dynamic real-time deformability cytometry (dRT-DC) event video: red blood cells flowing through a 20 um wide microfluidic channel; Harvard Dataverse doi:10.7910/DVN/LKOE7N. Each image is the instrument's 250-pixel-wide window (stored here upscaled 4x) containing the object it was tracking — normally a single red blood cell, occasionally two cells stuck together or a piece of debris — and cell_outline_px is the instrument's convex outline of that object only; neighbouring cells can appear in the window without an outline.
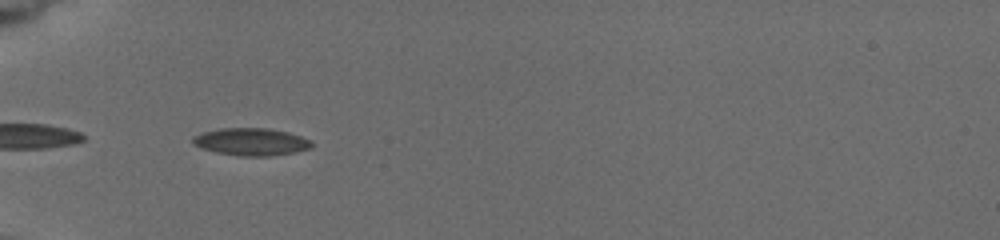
{"species": "common noctule bat (a hibernating species)", "species_latin": "Nyctalus noctula", "temperature_condition": "cold", "stored_images_in_passage": 8, "camera_frame_rate_fps": 3000, "um_per_image_px": 0.085, "animal": {"sex": "female", "body_mass_g": 19.5, "forearm_length_mm": 54.1}, "frame": {"image": 1, "passage_image": 3, "time_ms": 2.667, "image_size_px": [1000, 240], "cell_outline_px": [[312, 148], [292, 152], [268, 156], [240, 156], [216, 152], [200, 148], [192, 144], [192, 136], [204, 132], [220, 128], [268, 128], [288, 132], [312, 140]], "centroid_in_image_um": [21.32, 12.05], "position_along_channel_um": 63.7, "area_um2": 19.02}}
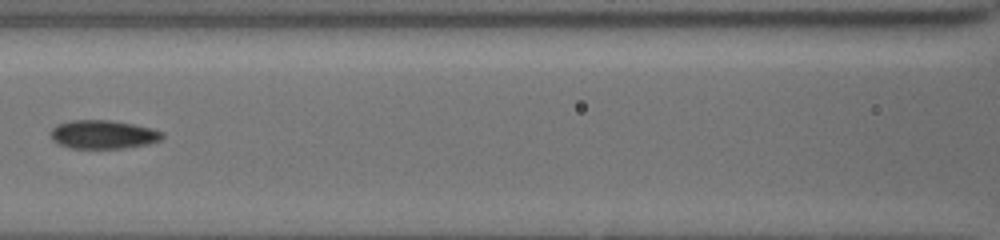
{"frame": {"image": 2, "passage_image": 6, "time_ms": 5.333, "image_size_px": [1000, 240], "cell_outline_px": [[164, 136], [160, 140], [148, 144], [120, 148], [72, 148], [60, 144], [52, 140], [48, 132], [56, 124], [72, 120], [112, 120], [132, 124], [148, 128], [160, 132]], "centroid_in_image_um": [8.69, 11.42], "position_along_channel_um": 157.9, "area_um2": 18.44}}
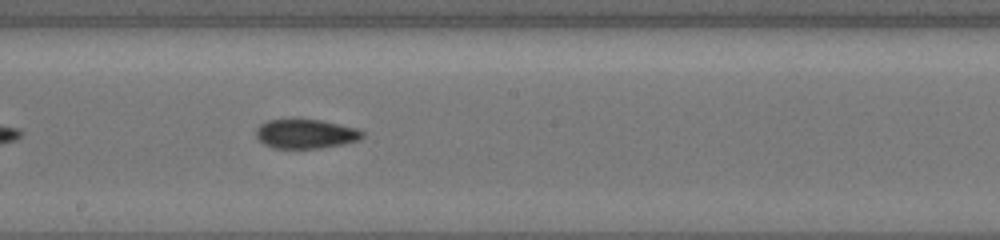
{"frame": {"image": 3, "passage_image": 8, "time_ms": 7.0, "image_size_px": [1000, 240], "cell_outline_px": [[364, 136], [360, 140], [344, 144], [320, 148], [272, 148], [264, 144], [256, 136], [256, 128], [260, 124], [268, 120], [320, 120], [356, 128], [364, 132]], "centroid_in_image_um": [26.0, 11.39], "position_along_channel_um": 222.2, "area_um2": 18.03}}